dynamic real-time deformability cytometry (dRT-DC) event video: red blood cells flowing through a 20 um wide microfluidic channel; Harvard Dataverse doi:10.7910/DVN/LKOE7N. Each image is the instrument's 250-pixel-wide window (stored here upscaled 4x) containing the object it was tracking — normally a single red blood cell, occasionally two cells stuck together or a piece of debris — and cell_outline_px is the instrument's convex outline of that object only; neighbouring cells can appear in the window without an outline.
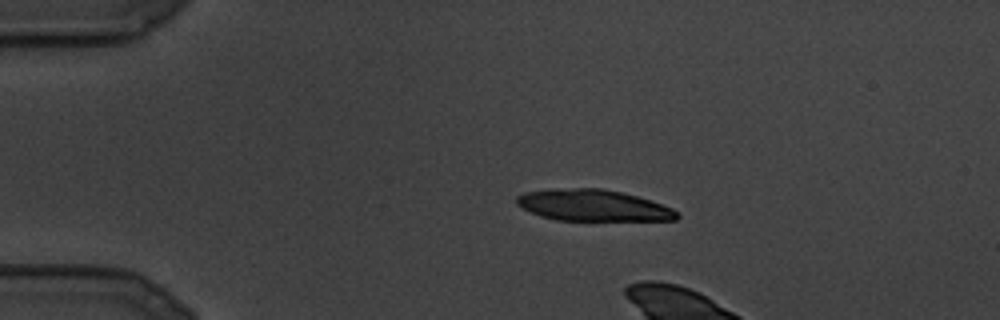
{"species": "common noctule bat (a hibernating species)", "species_latin": "Nyctalus noctula", "temperature_condition": "cold", "stored_images_in_passage": 7, "camera_frame_rate_fps": 3000, "um_per_image_px": 0.085, "animal": {"sex": "male", "body_mass_g": 19.5, "forearm_length_mm": 54.6}, "frame": {"image": 1, "passage_image": 1, "time_ms": 0.0, "image_size_px": [1000, 320], "cell_outline_px": [[680, 216], [676, 220], [556, 220], [540, 216], [516, 204], [516, 196], [524, 192], [552, 188], [604, 188], [636, 196], [672, 208]], "centroid_in_image_um": [50.36, 17.45], "position_along_channel_um": 34.6, "area_um2": 29.19}}